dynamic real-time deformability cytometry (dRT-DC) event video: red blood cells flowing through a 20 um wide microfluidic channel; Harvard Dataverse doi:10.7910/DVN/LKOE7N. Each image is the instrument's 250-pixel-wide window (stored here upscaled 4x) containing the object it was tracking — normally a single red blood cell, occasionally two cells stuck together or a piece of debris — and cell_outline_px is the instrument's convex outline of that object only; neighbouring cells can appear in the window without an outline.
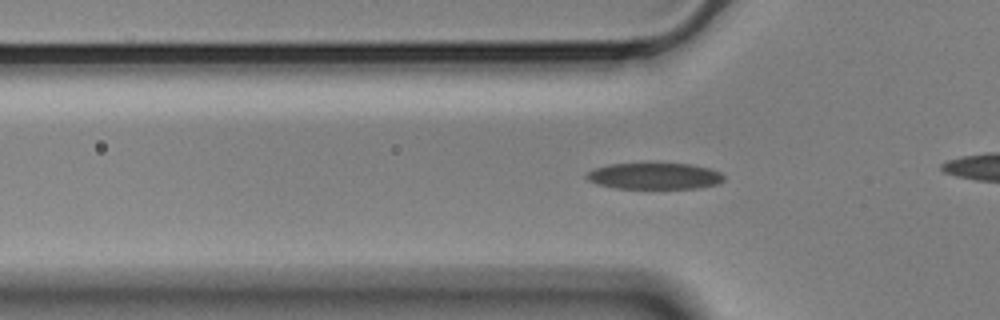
{"species": "Egyptian fruit bat (a non-hibernating species)", "species_latin": "Rousettus aegyptiacus", "temperature_condition": "cold", "stored_images_in_passage": 42, "camera_frame_rate_fps": 3000, "um_per_image_px": 0.085, "animal": {"sex": "male"}, "frame": {"image": 1, "passage_image": 15, "time_ms": 4.667, "image_size_px": [1000, 320], "cell_outline_px": [[724, 180], [716, 184], [700, 188], [616, 188], [596, 184], [588, 180], [584, 176], [588, 172], [596, 168], [608, 164], [648, 160], [688, 164], [708, 168], [720, 172], [724, 176]], "centroid_in_image_um": [55.59, 14.91], "position_along_channel_um": 70.2, "area_um2": 22.02}}
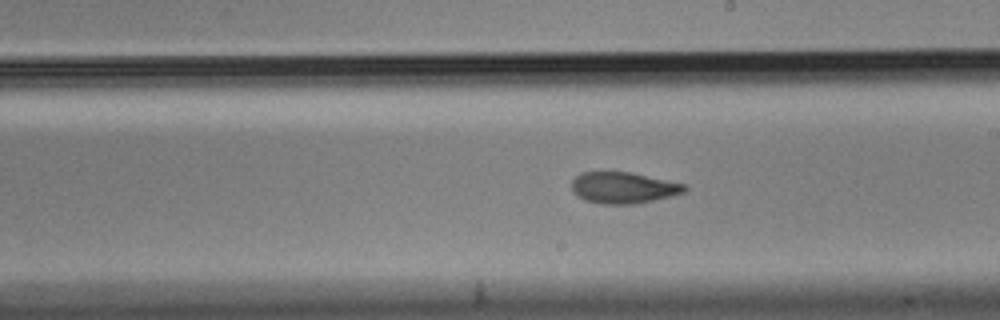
{"frame": {"image": 2, "passage_image": 29, "time_ms": 9.333, "image_size_px": [1000, 320], "cell_outline_px": [[688, 188], [684, 192], [672, 196], [636, 204], [600, 204], [584, 200], [576, 196], [572, 192], [572, 180], [580, 172], [632, 172], [684, 184]], "centroid_in_image_um": [52.95, 15.96], "position_along_channel_um": 236.0, "area_um2": 20.75}}
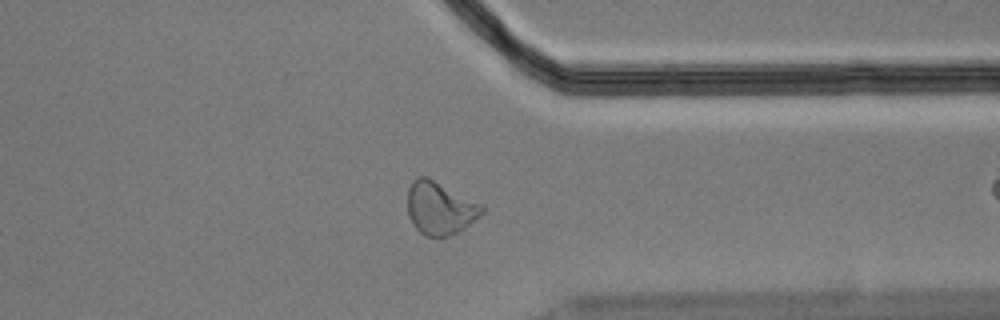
{"frame": {"image": 3, "passage_image": 41, "time_ms": 13.333, "image_size_px": [1000, 320], "cell_outline_px": [[484, 212], [480, 216], [464, 228], [448, 236], [424, 236], [412, 224], [408, 216], [408, 188], [412, 180], [416, 176], [428, 176], [480, 204], [484, 208]], "centroid_in_image_um": [37.36, 17.68], "position_along_channel_um": 374.0, "area_um2": 22.83}}